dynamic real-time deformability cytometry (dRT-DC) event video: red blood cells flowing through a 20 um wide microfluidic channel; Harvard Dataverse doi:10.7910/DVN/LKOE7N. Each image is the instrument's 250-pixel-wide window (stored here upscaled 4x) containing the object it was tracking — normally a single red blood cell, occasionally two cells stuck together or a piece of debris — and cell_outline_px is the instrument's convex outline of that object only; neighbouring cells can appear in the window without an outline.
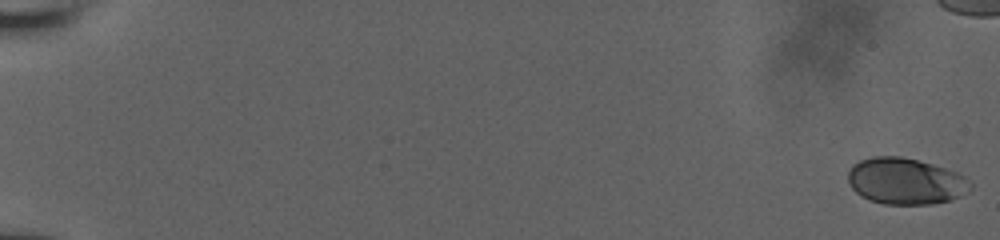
{"species": "human", "species_latin": "Homo sapiens", "temperature_condition": "room temperature", "stored_images_in_passage": 51, "camera_frame_rate_fps": 3000, "um_per_image_px": 0.085, "donor": {"sex": "male"}, "frame": {"image": 1, "passage_image": 1, "time_ms": 0.0, "image_size_px": [1000, 240], "cell_outline_px": [[972, 188], [968, 192], [952, 200], [932, 204], [884, 204], [868, 200], [860, 196], [852, 188], [848, 180], [848, 172], [852, 164], [860, 160], [872, 156], [900, 156], [932, 164], [956, 172], [964, 176], [972, 184]], "centroid_in_image_um": [76.96, 15.41], "position_along_channel_um": 8.0, "area_um2": 33.23}}
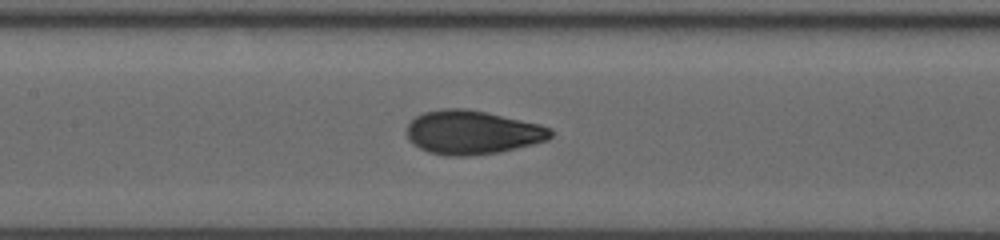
{"frame": {"image": 2, "passage_image": 30, "time_ms": 9.667, "image_size_px": [1000, 240], "cell_outline_px": [[552, 136], [548, 140], [500, 152], [472, 156], [444, 156], [428, 152], [412, 144], [408, 140], [408, 124], [416, 116], [424, 112], [444, 108], [464, 108], [484, 112], [540, 124], [552, 128]], "centroid_in_image_um": [40.14, 11.26], "position_along_channel_um": 167.3, "area_um2": 36.76}}
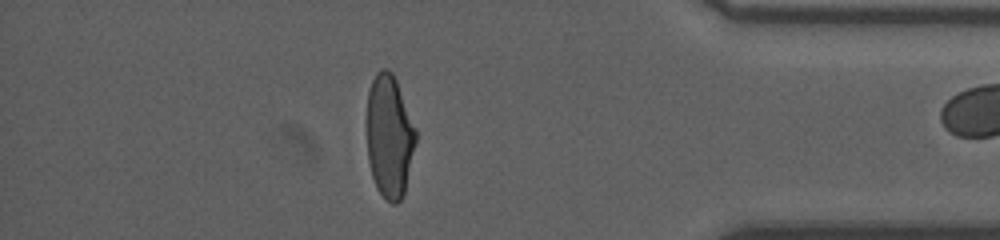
{"frame": {"image": 3, "passage_image": 50, "time_ms": 16.333, "image_size_px": [1000, 240], "cell_outline_px": [[416, 140], [404, 196], [396, 204], [392, 204], [376, 188], [372, 176], [368, 160], [368, 92], [372, 80], [376, 72], [380, 68], [388, 68], [392, 72], [396, 80], [416, 128]], "centroid_in_image_um": [33.11, 11.58], "position_along_channel_um": 402.1, "area_um2": 34.91}}